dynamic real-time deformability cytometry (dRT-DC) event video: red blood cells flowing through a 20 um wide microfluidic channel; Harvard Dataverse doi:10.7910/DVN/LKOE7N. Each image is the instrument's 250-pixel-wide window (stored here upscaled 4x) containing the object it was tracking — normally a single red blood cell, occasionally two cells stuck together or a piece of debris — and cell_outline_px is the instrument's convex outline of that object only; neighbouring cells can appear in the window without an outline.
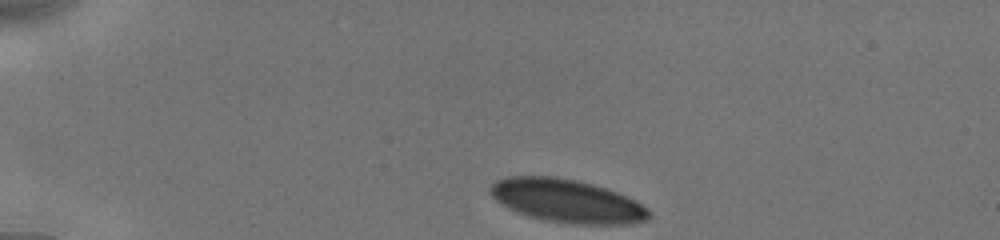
{"species": "human", "species_latin": "Homo sapiens", "temperature_condition": "cold", "stored_images_in_passage": 9, "camera_frame_rate_fps": 3000, "um_per_image_px": 0.085, "donor": {"sex": "male"}, "frame": {"image": 1, "passage_image": 1, "time_ms": 0.0, "image_size_px": [1000, 240], "cell_outline_px": [[652, 216], [648, 220], [632, 224], [576, 224], [544, 220], [528, 216], [508, 208], [500, 204], [492, 196], [488, 188], [496, 180], [504, 176], [556, 176], [576, 180], [592, 184], [616, 192], [636, 200], [648, 208], [652, 212]], "centroid_in_image_um": [48.2, 17.08], "position_along_channel_um": 36.8, "area_um2": 40.29}}